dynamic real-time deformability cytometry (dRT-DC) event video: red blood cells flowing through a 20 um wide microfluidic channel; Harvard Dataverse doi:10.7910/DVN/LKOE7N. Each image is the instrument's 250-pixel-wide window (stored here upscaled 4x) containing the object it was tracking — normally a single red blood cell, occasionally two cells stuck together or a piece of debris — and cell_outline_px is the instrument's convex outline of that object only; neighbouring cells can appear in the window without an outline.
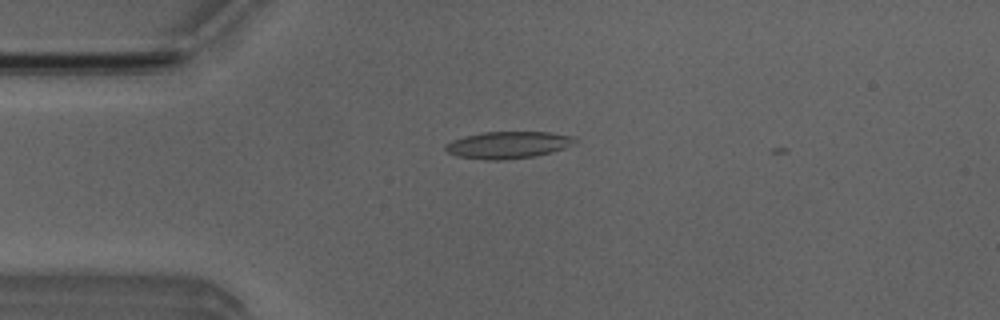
{"species": "Egyptian fruit bat (a non-hibernating species)", "species_latin": "Rousettus aegyptiacus", "temperature_condition": "room temperature", "stored_images_in_passage": 6, "camera_frame_rate_fps": 3000, "um_per_image_px": 0.085, "animal": {"sex": "male"}, "frame": {"image": 1, "passage_image": 4, "time_ms": 1.0, "image_size_px": [1000, 320], "cell_outline_px": [[576, 140], [564, 148], [532, 156], [500, 160], [488, 160], [456, 156], [448, 152], [444, 148], [444, 144], [452, 140], [464, 136], [484, 132], [548, 132], [572, 136]], "centroid_in_image_um": [43.09, 12.31], "position_along_channel_um": 41.9, "area_um2": 20.0}}